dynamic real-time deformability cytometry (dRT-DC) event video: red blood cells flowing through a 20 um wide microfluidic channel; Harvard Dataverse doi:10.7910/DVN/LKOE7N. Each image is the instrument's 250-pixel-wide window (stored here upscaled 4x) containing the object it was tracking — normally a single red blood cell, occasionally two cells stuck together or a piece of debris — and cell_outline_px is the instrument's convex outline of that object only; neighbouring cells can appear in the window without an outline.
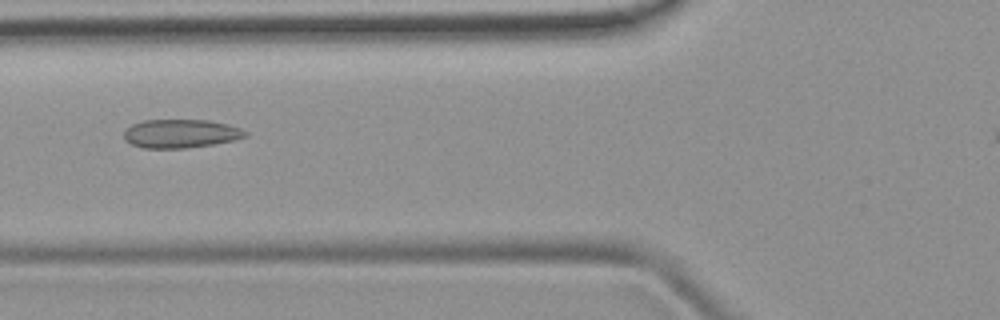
{"species": "common noctule bat (a hibernating species)", "species_latin": "Nyctalus noctula", "temperature_condition": "room temperature", "stored_images_in_passage": 35, "camera_frame_rate_fps": 3000, "um_per_image_px": 0.085, "animal": {"sex": "female", "body_mass_g": 19.9}, "frame": {"image": 1, "passage_image": 8, "time_ms": 2.333, "image_size_px": [1000, 320], "cell_outline_px": [[248, 136], [236, 140], [212, 144], [184, 148], [144, 148], [132, 144], [124, 140], [124, 132], [132, 124], [144, 120], [208, 120], [228, 124], [240, 128], [248, 132]], "centroid_in_image_um": [15.39, 11.35], "position_along_channel_um": 110.4, "area_um2": 20.23}}
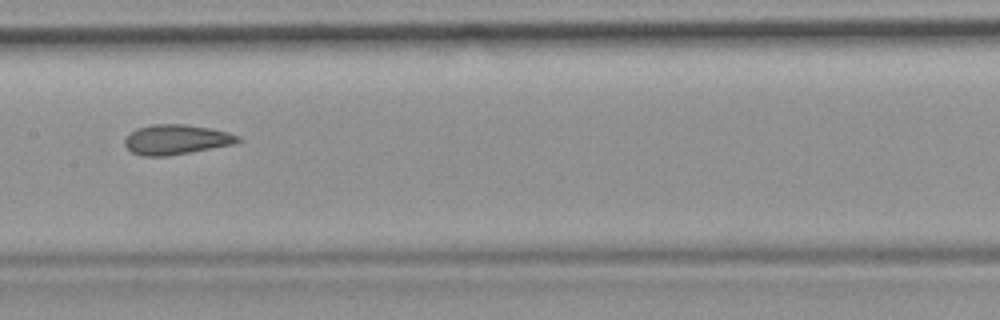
{"frame": {"image": 2, "passage_image": 14, "time_ms": 4.333, "image_size_px": [1000, 320], "cell_outline_px": [[244, 140], [232, 144], [168, 156], [144, 156], [132, 152], [124, 144], [124, 140], [136, 128], [152, 124], [184, 124], [212, 128], [228, 132], [240, 136]], "centroid_in_image_um": [15.0, 11.85], "position_along_channel_um": 192.4, "area_um2": 19.65}}
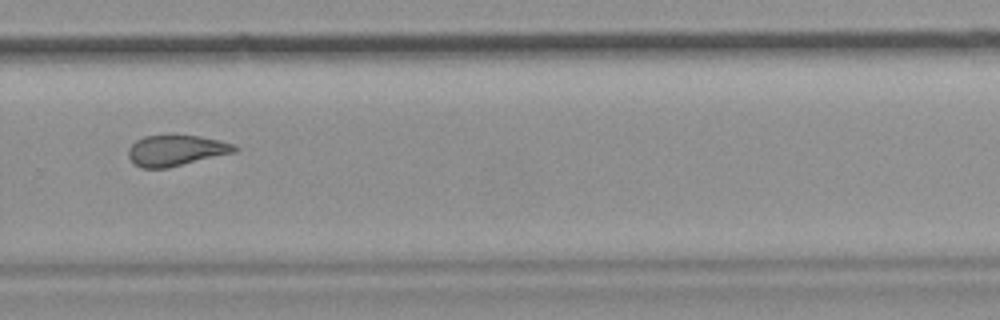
{"frame": {"image": 3, "passage_image": 23, "time_ms": 7.333, "image_size_px": [1000, 320], "cell_outline_px": [[240, 148], [236, 152], [168, 168], [140, 168], [128, 156], [128, 148], [136, 140], [144, 136], [200, 136], [236, 144]], "centroid_in_image_um": [15.0, 12.8], "position_along_channel_um": 314.8, "area_um2": 19.02}}